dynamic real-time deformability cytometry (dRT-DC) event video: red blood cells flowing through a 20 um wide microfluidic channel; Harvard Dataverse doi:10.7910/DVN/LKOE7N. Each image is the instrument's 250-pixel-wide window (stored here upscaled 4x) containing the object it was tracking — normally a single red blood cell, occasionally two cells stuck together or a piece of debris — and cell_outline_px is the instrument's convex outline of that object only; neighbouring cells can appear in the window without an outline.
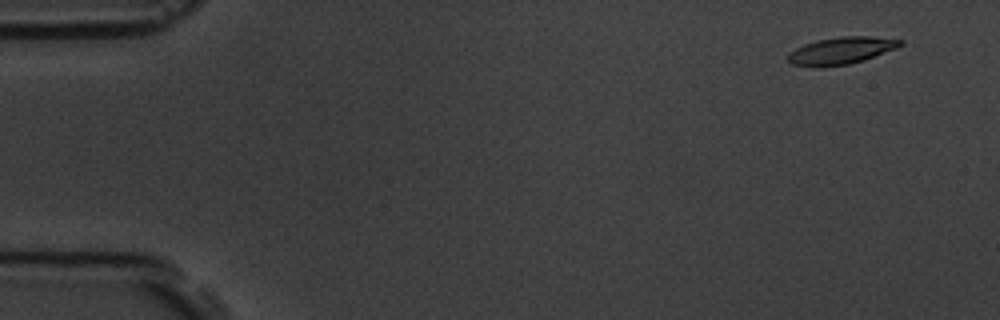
{"species": "common noctule bat (a hibernating species)", "species_latin": "Nyctalus noctula", "temperature_condition": "room temperature", "stored_images_in_passage": 4, "camera_frame_rate_fps": 3000, "um_per_image_px": 0.085, "animal": {"sex": "male", "body_mass_g": 19.5, "forearm_length_mm": 54.6}, "frame": {"image": 1, "passage_image": 1, "time_ms": 0.0, "image_size_px": [1000, 320], "cell_outline_px": [[904, 44], [896, 48], [864, 60], [848, 64], [820, 68], [812, 68], [792, 64], [788, 60], [788, 52], [804, 44], [820, 40], [840, 36], [872, 36], [904, 40]], "centroid_in_image_um": [71.49, 4.32], "position_along_channel_um": 13.5, "area_um2": 17.92}}